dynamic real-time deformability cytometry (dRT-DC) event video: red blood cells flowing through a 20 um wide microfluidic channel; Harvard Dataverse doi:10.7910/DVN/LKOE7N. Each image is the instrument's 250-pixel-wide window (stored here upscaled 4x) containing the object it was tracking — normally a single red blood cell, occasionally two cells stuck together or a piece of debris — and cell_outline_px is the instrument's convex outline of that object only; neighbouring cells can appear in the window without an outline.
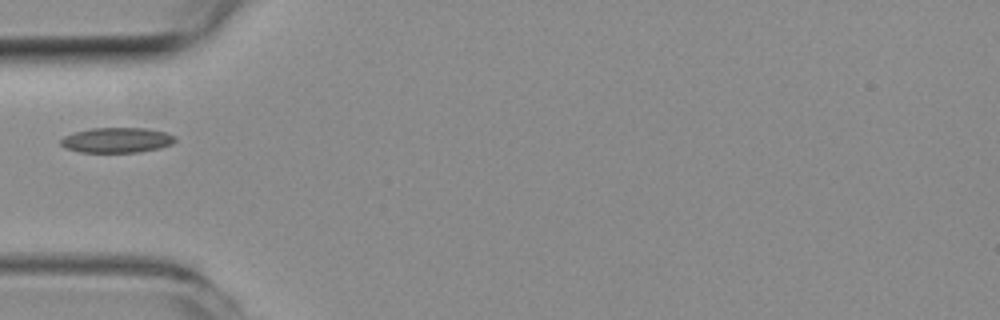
{"species": "common noctule bat (a hibernating species)", "species_latin": "Nyctalus noctula", "temperature_condition": "room temperature", "stored_images_in_passage": 3, "camera_frame_rate_fps": 3000, "um_per_image_px": 0.085, "animal": {"sex": "female", "body_mass_g": 19.3, "forearm_length_mm": 54.1}, "frame": {"image": 1, "passage_image": 1, "time_ms": 0.0, "image_size_px": [1000, 320], "cell_outline_px": [[176, 140], [172, 144], [160, 148], [140, 152], [80, 152], [64, 148], [60, 144], [60, 140], [64, 136], [76, 132], [92, 128], [144, 128], [168, 132], [176, 136]], "centroid_in_image_um": [9.96, 11.91], "position_along_channel_um": 75.0, "area_um2": 16.88}}